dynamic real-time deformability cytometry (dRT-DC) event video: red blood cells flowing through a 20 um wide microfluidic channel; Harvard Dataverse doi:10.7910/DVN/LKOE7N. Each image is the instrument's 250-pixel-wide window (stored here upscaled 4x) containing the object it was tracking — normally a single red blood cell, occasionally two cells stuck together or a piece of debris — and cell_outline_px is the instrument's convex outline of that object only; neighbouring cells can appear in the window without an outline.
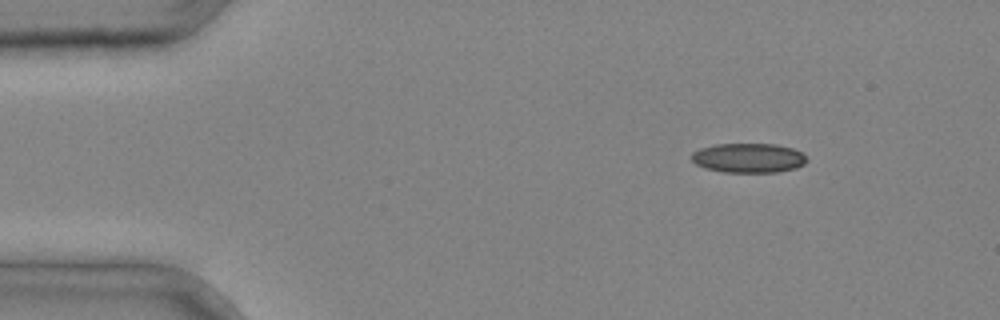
{"species": "common noctule bat (a hibernating species)", "species_latin": "Nyctalus noctula", "temperature_condition": "cold", "stored_images_in_passage": 3, "segment_of_instrument_passage": [1, 2], "camera_frame_rate_fps": 3000, "um_per_image_px": 0.085, "animal": {"sex": "male", "body_mass_g": 20.4}, "frame": {"image": 1, "passage_image": 1, "time_ms": 0.0, "image_size_px": [1000, 320], "cell_outline_px": [[808, 160], [804, 164], [796, 168], [776, 172], [724, 172], [708, 168], [696, 164], [692, 160], [692, 152], [700, 148], [716, 144], [776, 144], [792, 148], [804, 152]], "centroid_in_image_um": [63.67, 13.42], "position_along_channel_um": 21.3, "area_um2": 19.83}}